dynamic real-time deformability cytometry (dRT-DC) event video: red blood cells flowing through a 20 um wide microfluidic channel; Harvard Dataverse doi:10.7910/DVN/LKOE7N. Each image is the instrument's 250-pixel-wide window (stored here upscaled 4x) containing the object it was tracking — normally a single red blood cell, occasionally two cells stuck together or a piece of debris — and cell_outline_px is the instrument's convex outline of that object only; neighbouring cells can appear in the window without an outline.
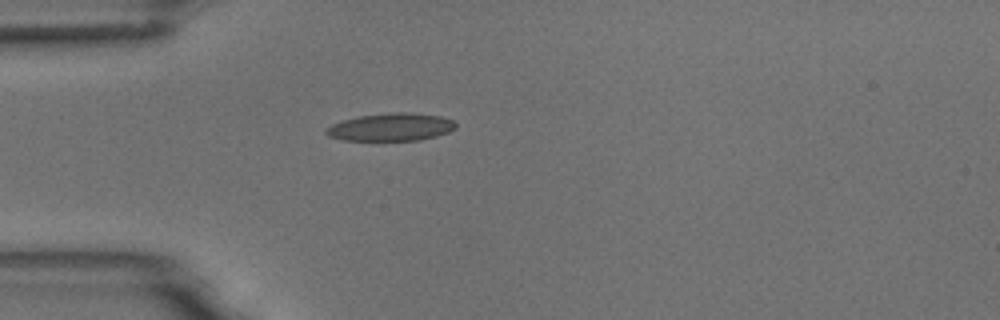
{"species": "common noctule bat (a hibernating species)", "species_latin": "Nyctalus noctula", "temperature_condition": "room temperature", "stored_images_in_passage": 1, "camera_frame_rate_fps": 3000, "um_per_image_px": 0.085, "animal": {"sex": "male", "body_mass_g": 18.8}, "frame": {"image": 1, "passage_image": 1, "time_ms": 0.0, "image_size_px": [1000, 320], "cell_outline_px": [[456, 128], [448, 132], [436, 136], [420, 140], [344, 140], [328, 136], [324, 132], [324, 128], [332, 124], [344, 120], [360, 116], [392, 112], [408, 112], [440, 116], [452, 120], [456, 124]], "centroid_in_image_um": [33.22, 10.8], "position_along_channel_um": 51.8, "area_um2": 20.87}}